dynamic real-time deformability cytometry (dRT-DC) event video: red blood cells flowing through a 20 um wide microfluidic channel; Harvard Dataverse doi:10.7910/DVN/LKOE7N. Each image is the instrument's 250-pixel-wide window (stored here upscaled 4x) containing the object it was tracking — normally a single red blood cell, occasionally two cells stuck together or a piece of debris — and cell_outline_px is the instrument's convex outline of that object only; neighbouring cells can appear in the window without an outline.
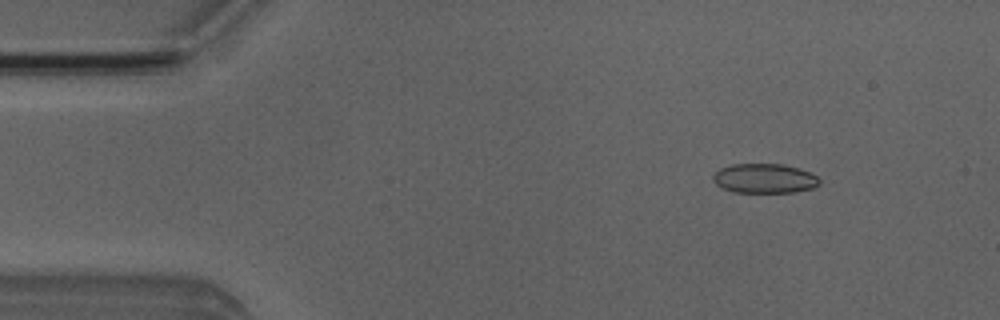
{"species": "Egyptian fruit bat (a non-hibernating species)", "species_latin": "Rousettus aegyptiacus", "temperature_condition": "room temperature", "stored_images_in_passage": 5, "camera_frame_rate_fps": 3000, "um_per_image_px": 0.085, "animal": {"sex": "male"}, "frame": {"image": 1, "passage_image": 2, "time_ms": 1.0, "image_size_px": [1000, 320], "cell_outline_px": [[820, 184], [812, 188], [792, 192], [732, 192], [716, 184], [712, 180], [712, 176], [720, 168], [732, 164], [784, 164], [800, 168], [816, 176], [820, 180]], "centroid_in_image_um": [64.97, 15.16], "position_along_channel_um": 20.0, "area_um2": 18.26}}